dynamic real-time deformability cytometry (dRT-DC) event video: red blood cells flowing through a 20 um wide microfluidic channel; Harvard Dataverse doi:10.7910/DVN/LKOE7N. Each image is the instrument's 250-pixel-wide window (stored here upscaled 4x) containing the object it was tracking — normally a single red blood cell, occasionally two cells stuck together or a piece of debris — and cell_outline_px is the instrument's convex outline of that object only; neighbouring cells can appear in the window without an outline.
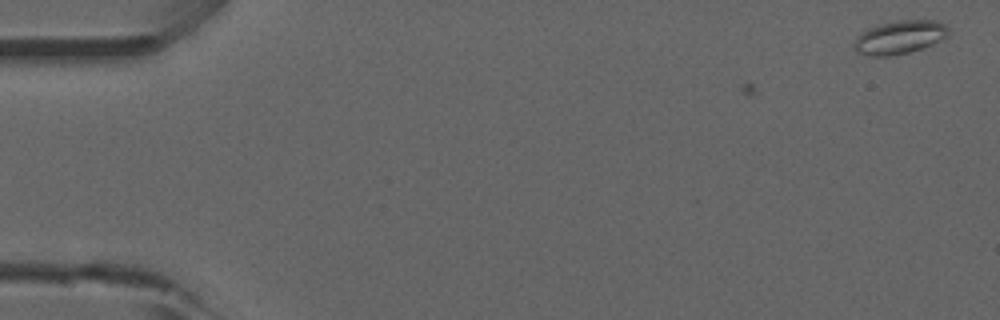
{"species": "common noctule bat (a hibernating species)", "species_latin": "Nyctalus noctula", "temperature_condition": "room temperature", "stored_images_in_passage": 2, "camera_frame_rate_fps": 3000, "um_per_image_px": 0.085, "animal": {"sex": "male", "forearm_length_mm": 52.5}, "frame": {"image": 1, "passage_image": 2, "time_ms": 0.333, "image_size_px": [1000, 320], "cell_outline_px": [[948, 36], [932, 44], [908, 52], [888, 56], [872, 56], [856, 52], [856, 36], [860, 32], [876, 24], [892, 20], [936, 20], [944, 24], [948, 28]], "centroid_in_image_um": [76.45, 3.14], "position_along_channel_um": 8.5, "area_um2": 18.32}}